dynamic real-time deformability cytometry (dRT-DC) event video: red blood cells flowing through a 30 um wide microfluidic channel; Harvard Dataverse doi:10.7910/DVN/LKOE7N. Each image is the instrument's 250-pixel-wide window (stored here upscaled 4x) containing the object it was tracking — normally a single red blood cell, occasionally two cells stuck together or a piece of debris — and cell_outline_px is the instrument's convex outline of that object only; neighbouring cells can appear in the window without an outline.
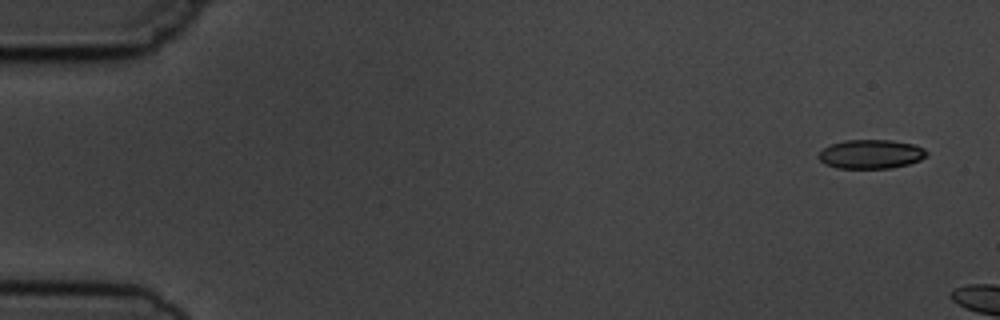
{"species": "common noctule bat (a hibernating species)", "species_latin": "Nyctalus noctula", "temperature_condition": "cold", "stored_images_in_passage": 2, "camera_frame_rate_fps": 3000, "um_per_image_px": 0.085, "animal": {"sex": "male", "body_mass_g": 19.5, "forearm_length_mm": 54.6}, "frame": {"image": 1, "passage_image": 1, "time_ms": 0.0, "image_size_px": [1000, 320], "cell_outline_px": [[928, 156], [920, 160], [908, 164], [892, 168], [836, 168], [824, 164], [816, 156], [824, 148], [832, 144], [844, 140], [892, 140], [916, 144], [924, 148], [928, 152]], "centroid_in_image_um": [74.05, 13.1], "position_along_channel_um": 10.9, "area_um2": 18.5}}